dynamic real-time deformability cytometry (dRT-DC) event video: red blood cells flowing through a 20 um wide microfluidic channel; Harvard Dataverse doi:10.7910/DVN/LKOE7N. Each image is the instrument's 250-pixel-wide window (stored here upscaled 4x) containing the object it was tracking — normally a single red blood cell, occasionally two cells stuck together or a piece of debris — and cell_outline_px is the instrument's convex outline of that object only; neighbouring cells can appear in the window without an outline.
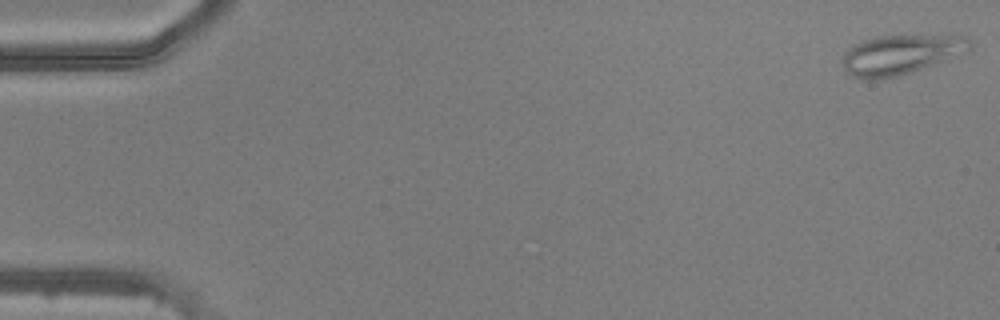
{"species": "common noctule bat (a hibernating species)", "species_latin": "Nyctalus noctula", "temperature_condition": "warm", "stored_images_in_passage": 5, "camera_frame_rate_fps": 3000, "um_per_image_px": 0.085, "animal": {"sex": "male", "body_mass_g": 20.5, "forearm_length_mm": 52.5}, "frame": {"image": 1, "passage_image": 1, "time_ms": 0.0, "image_size_px": [1000, 320], "cell_outline_px": [[972, 48], [920, 68], [896, 76], [876, 80], [868, 80], [852, 76], [844, 68], [844, 56], [856, 44], [864, 40], [876, 36], [968, 36], [972, 44]], "centroid_in_image_um": [76.53, 4.63], "position_along_channel_um": 8.5, "area_um2": 28.21}}